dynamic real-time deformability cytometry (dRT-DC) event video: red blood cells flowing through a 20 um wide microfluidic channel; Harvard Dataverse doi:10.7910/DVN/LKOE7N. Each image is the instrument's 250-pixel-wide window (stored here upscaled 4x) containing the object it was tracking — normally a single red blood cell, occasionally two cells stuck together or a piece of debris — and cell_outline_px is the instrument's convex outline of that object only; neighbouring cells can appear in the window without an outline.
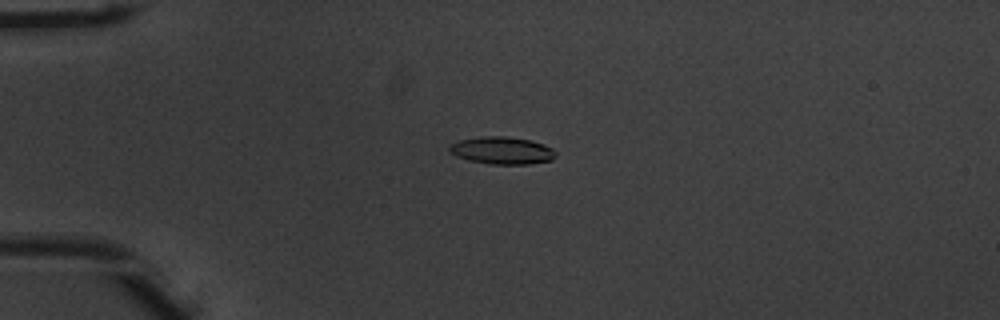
{"species": "common noctule bat (a hibernating species)", "species_latin": "Nyctalus noctula", "temperature_condition": "warm", "stored_images_in_passage": 52, "camera_frame_rate_fps": 3000, "um_per_image_px": 0.085, "animal": {"sex": "male", "body_mass_g": 20.1, "forearm_length_mm": 53.5}, "frame": {"image": 1, "passage_image": 13, "time_ms": 4.0, "image_size_px": [1000, 320], "cell_outline_px": [[556, 156], [552, 160], [528, 164], [492, 164], [468, 160], [456, 156], [448, 152], [448, 144], [460, 140], [480, 136], [508, 136], [532, 140], [544, 144], [552, 148], [556, 152]], "centroid_in_image_um": [42.65, 12.78], "position_along_channel_um": 42.3, "area_um2": 17.22}}
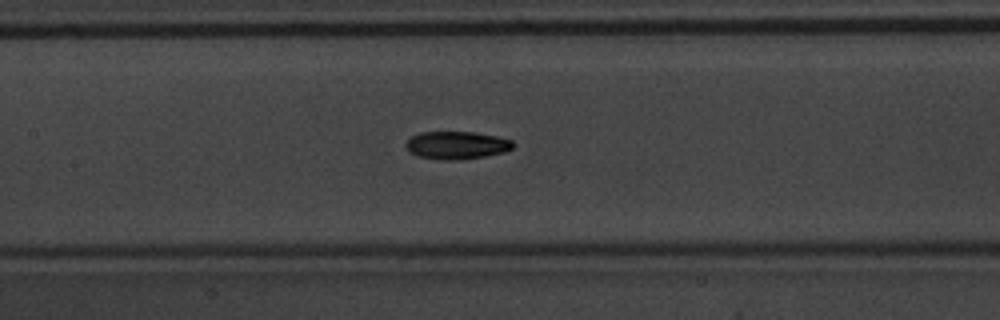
{"frame": {"image": 2, "passage_image": 25, "time_ms": 8.0, "image_size_px": [1000, 320], "cell_outline_px": [[516, 144], [512, 148], [504, 152], [484, 156], [460, 160], [444, 160], [416, 156], [404, 144], [412, 136], [420, 132], [472, 132], [496, 136], [512, 140]], "centroid_in_image_um": [38.83, 12.34], "position_along_channel_um": 168.6, "area_um2": 17.28}}
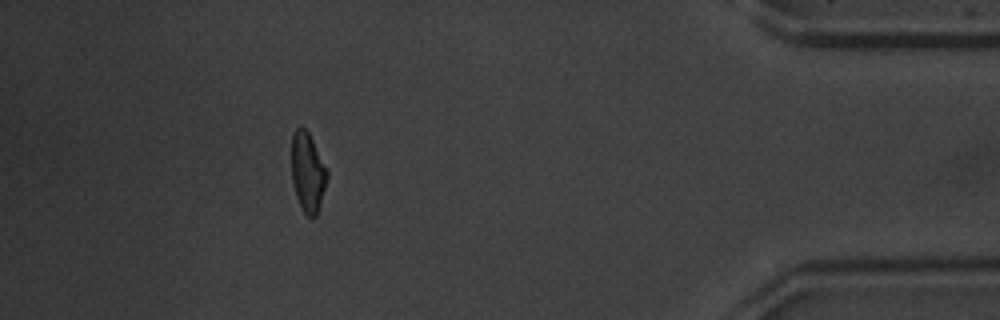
{"frame": {"image": 3, "passage_image": 47, "time_ms": 15.333, "image_size_px": [1000, 320], "cell_outline_px": [[328, 176], [320, 204], [316, 216], [308, 216], [304, 212], [296, 196], [292, 180], [292, 136], [296, 128], [300, 124], [308, 132], [328, 168]], "centroid_in_image_um": [26.16, 14.6], "position_along_channel_um": 409.0, "area_um2": 16.42}, "authors_computed_cell_mechanics": {"area_um2": 16.8198, "velocity_mm_per_s": 3.9218, "shape_relaxation_time_tau1_ms": 3.917, "shape_relaxation_time_tau2_ms": 2.2111, "deformation_change_tau1": 0.1688, "deformation_change_tau2": 0.0797}}